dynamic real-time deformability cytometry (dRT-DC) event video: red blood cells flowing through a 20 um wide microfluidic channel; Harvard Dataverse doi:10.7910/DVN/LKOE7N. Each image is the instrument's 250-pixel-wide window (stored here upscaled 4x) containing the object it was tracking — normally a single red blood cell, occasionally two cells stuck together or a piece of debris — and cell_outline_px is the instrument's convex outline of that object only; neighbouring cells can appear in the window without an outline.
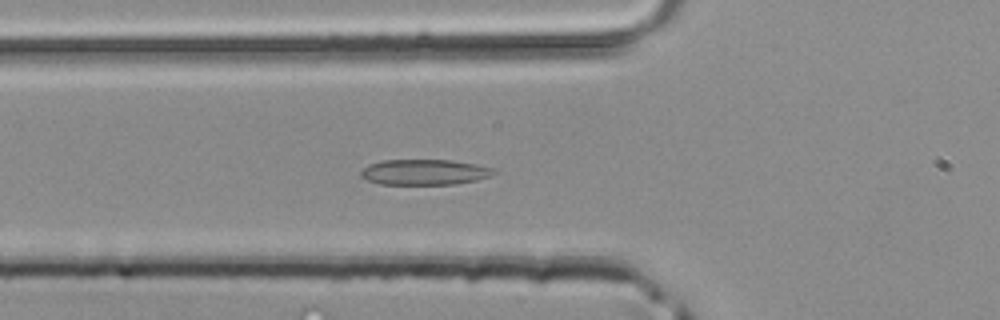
{"species": "common noctule bat (a hibernating species)", "species_latin": "Nyctalus noctula", "temperature_condition": "room temperature", "stored_images_in_passage": 40, "camera_frame_rate_fps": 3000, "um_per_image_px": 0.085, "animal": {"sex": "male", "body_mass_g": 20.4}, "frame": {"image": 1, "passage_image": 14, "time_ms": 4.333, "image_size_px": [1000, 320], "cell_outline_px": [[496, 172], [488, 176], [476, 180], [456, 184], [380, 184], [368, 180], [360, 176], [360, 172], [368, 164], [384, 160], [452, 160], [476, 164], [496, 168]], "centroid_in_image_um": [36.09, 14.62], "position_along_channel_um": 89.7, "area_um2": 19.77}}
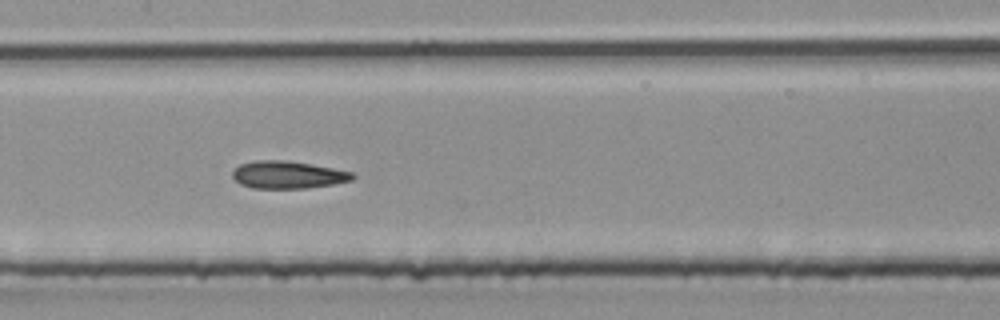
{"frame": {"image": 2, "passage_image": 20, "time_ms": 6.333, "image_size_px": [1000, 320], "cell_outline_px": [[356, 176], [352, 180], [332, 184], [304, 188], [252, 188], [240, 184], [232, 176], [232, 172], [240, 164], [256, 160], [284, 160], [332, 168], [352, 172]], "centroid_in_image_um": [24.44, 14.86], "position_along_channel_um": 183.0, "area_um2": 18.96}}
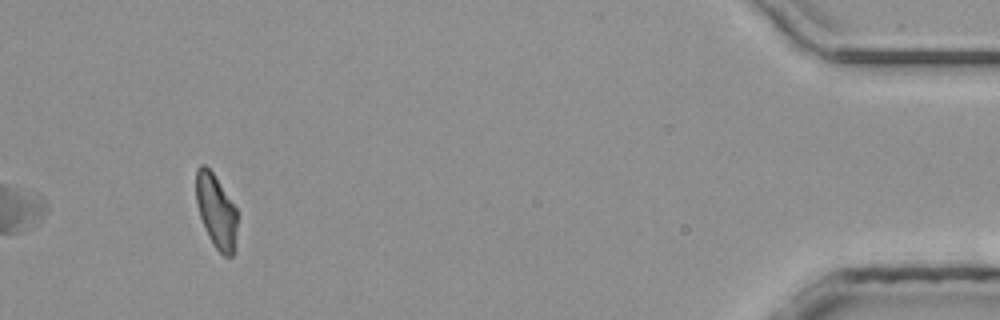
{"frame": {"image": 3, "passage_image": 40, "time_ms": 13.0, "image_size_px": [1000, 320], "cell_outline_px": [[236, 232], [232, 256], [224, 256], [216, 248], [200, 216], [196, 200], [196, 168], [200, 164], [204, 164], [212, 172], [236, 208]], "centroid_in_image_um": [18.36, 17.9], "position_along_channel_um": 416.8, "area_um2": 17.05}}